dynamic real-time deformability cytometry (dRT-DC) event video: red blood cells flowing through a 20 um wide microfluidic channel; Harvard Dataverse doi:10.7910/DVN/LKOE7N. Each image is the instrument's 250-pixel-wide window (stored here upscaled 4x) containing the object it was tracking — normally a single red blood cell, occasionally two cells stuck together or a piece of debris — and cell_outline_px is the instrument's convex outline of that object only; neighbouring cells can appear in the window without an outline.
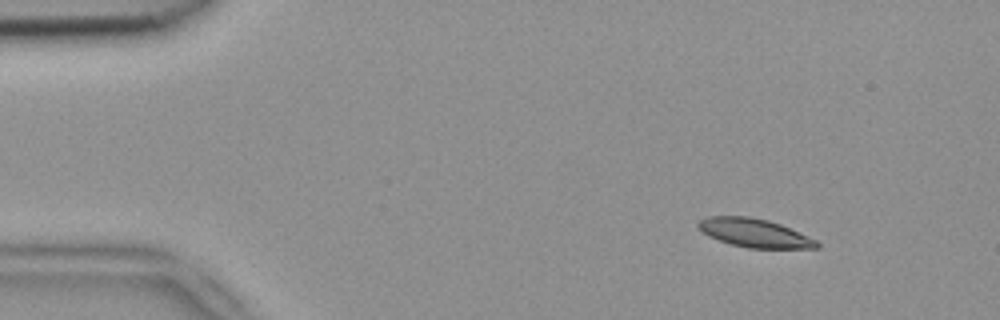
{"species": "common noctule bat (a hibernating species)", "species_latin": "Nyctalus noctula", "temperature_condition": "room temperature", "stored_images_in_passage": 9, "camera_frame_rate_fps": 3000, "um_per_image_px": 0.085, "animal": {"sex": "female", "body_mass_g": 18.4}, "frame": {"image": 1, "passage_image": 2, "time_ms": 0.333, "image_size_px": [1000, 320], "cell_outline_px": [[820, 248], [748, 248], [732, 244], [708, 236], [696, 228], [696, 224], [700, 220], [708, 216], [748, 216], [768, 220], [780, 224], [808, 236], [816, 240], [820, 244]], "centroid_in_image_um": [64.1, 19.79], "position_along_channel_um": 20.9, "area_um2": 19.71}}
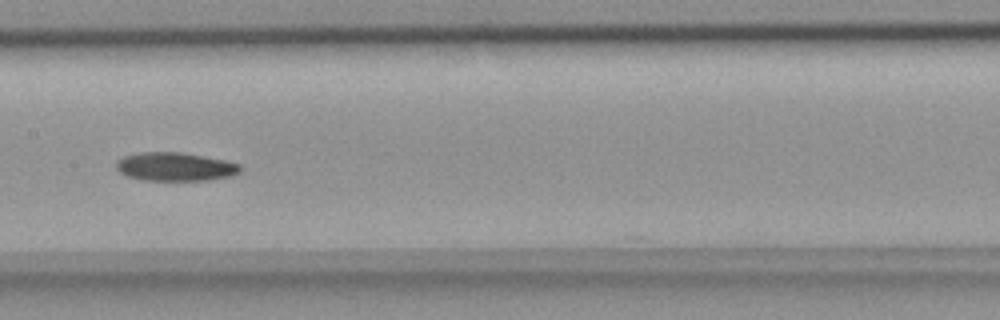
{"frame": {"image": 2, "passage_image": 8, "time_ms": 2.333, "image_size_px": [1000, 320], "cell_outline_px": [[244, 168], [240, 172], [232, 176], [208, 180], [140, 180], [128, 176], [120, 172], [116, 168], [116, 160], [124, 156], [140, 152], [180, 152], [228, 160], [240, 164]], "centroid_in_image_um": [14.93, 14.17], "position_along_channel_um": 192.5, "area_um2": 20.87}}
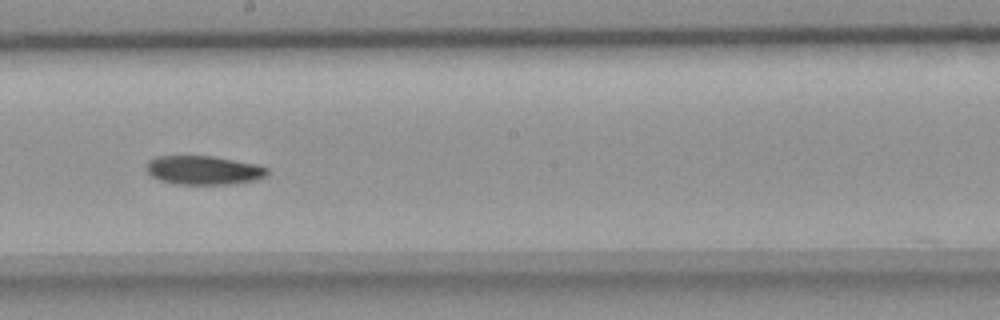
{"frame": {"image": 3, "passage_image": 9, "time_ms": 2.667, "image_size_px": [1000, 320], "cell_outline_px": [[268, 176], [256, 180], [236, 184], [172, 184], [160, 180], [152, 176], [144, 168], [148, 160], [156, 156], [212, 156], [256, 164], [268, 168]], "centroid_in_image_um": [17.3, 14.47], "position_along_channel_um": 230.9, "area_um2": 20.58}}